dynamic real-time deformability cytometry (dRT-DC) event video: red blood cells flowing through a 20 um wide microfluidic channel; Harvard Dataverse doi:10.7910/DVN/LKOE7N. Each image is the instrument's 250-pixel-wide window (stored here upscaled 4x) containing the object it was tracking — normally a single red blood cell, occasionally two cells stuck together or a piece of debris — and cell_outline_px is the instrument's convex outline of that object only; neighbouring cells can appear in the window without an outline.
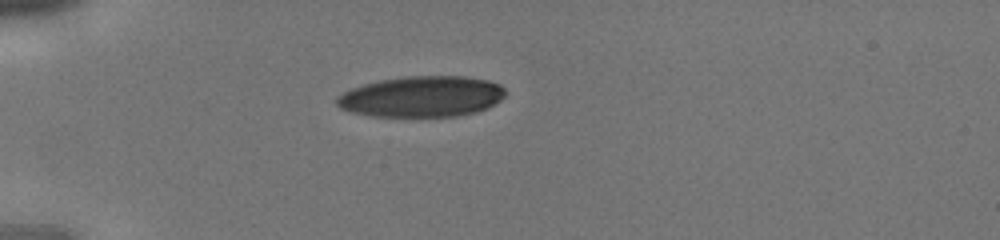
{"species": "human", "species_latin": "Homo sapiens", "temperature_condition": "cold", "stored_images_in_passage": 30, "camera_frame_rate_fps": 3000, "um_per_image_px": 0.085, "donor": {"sex": "male"}, "frame": {"image": 1, "passage_image": 1, "time_ms": 0.0, "image_size_px": [1000, 240], "cell_outline_px": [[508, 92], [500, 100], [488, 108], [476, 112], [456, 116], [372, 116], [352, 112], [340, 108], [336, 104], [336, 96], [352, 88], [364, 84], [380, 80], [408, 76], [464, 76], [488, 80], [500, 84]], "centroid_in_image_um": [35.87, 8.2], "position_along_channel_um": 49.1, "area_um2": 40.23}}
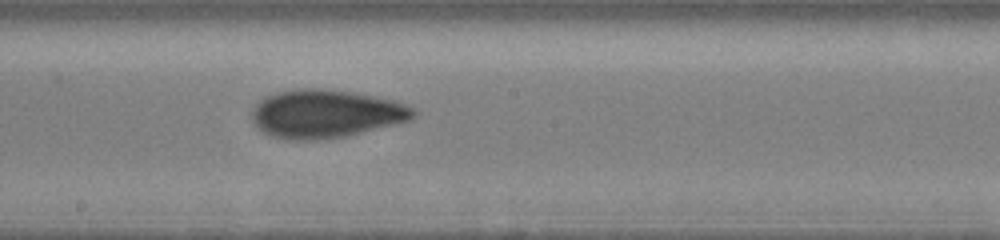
{"frame": {"image": 2, "passage_image": 13, "time_ms": 4.0, "image_size_px": [1000, 240], "cell_outline_px": [[416, 116], [408, 120], [344, 136], [316, 140], [292, 140], [272, 136], [264, 132], [252, 120], [252, 108], [260, 100], [276, 92], [304, 88], [316, 88], [352, 92], [396, 100], [416, 108]], "centroid_in_image_um": [27.69, 9.66], "position_along_channel_um": 220.5, "area_um2": 44.91}}
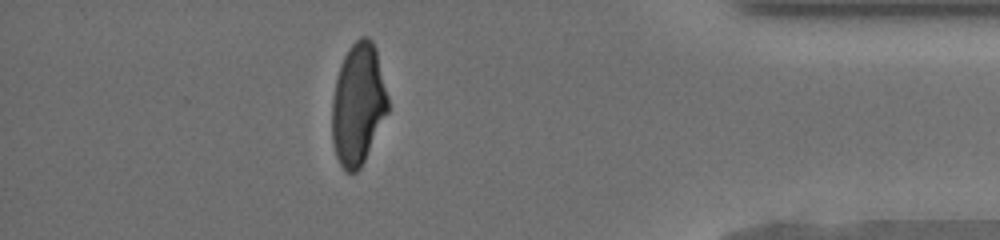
{"frame": {"image": 3, "passage_image": 26, "time_ms": 8.333, "image_size_px": [1000, 240], "cell_outline_px": [[388, 112], [360, 168], [356, 172], [348, 172], [340, 164], [336, 156], [332, 140], [332, 100], [336, 80], [340, 64], [348, 48], [360, 36], [368, 36], [372, 40], [376, 48], [388, 96]], "centroid_in_image_um": [30.43, 8.82], "position_along_channel_um": 404.8, "area_um2": 39.54}}